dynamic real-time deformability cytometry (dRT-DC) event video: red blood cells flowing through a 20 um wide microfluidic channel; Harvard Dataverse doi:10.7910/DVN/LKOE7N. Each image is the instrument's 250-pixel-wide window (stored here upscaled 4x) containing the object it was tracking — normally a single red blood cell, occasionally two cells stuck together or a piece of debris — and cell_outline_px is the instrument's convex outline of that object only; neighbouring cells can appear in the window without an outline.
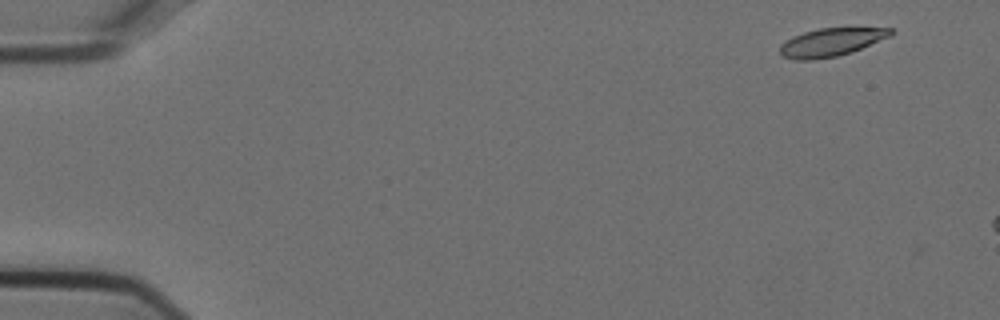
{"species": "Egyptian fruit bat (a non-hibernating species)", "species_latin": "Rousettus aegyptiacus", "temperature_condition": "cold", "stored_images_in_passage": 8, "camera_frame_rate_fps": 3000, "um_per_image_px": 0.085, "animal": {"sex": "female"}, "frame": {"image": 1, "passage_image": 3, "time_ms": 0.667, "image_size_px": [1000, 320], "cell_outline_px": [[896, 32], [888, 36], [852, 52], [836, 56], [812, 60], [796, 60], [780, 56], [780, 44], [792, 36], [804, 32], [820, 28], [892, 28]], "centroid_in_image_um": [70.59, 3.59], "position_along_channel_um": 14.4, "area_um2": 18.03}}